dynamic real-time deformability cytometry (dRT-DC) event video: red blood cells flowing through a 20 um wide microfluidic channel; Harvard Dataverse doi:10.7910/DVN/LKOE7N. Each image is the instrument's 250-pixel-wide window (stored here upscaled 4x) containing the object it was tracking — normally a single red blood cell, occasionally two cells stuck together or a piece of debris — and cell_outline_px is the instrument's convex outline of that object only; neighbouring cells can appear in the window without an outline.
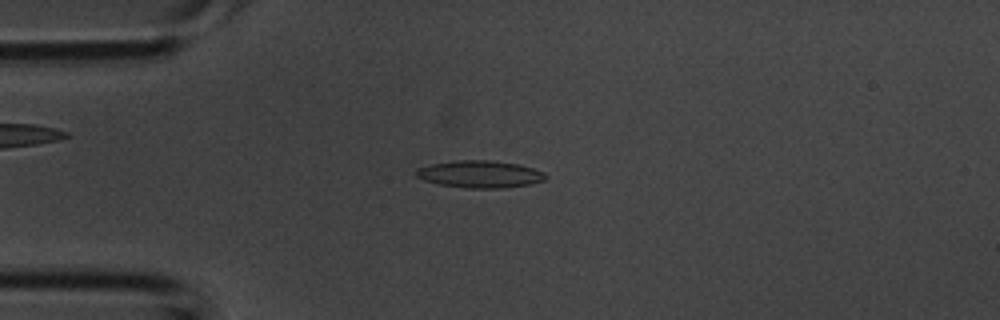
{"species": "common noctule bat (a hibernating species)", "species_latin": "Nyctalus noctula", "temperature_condition": "room temperature", "stored_images_in_passage": 3, "camera_frame_rate_fps": 3000, "um_per_image_px": 0.085, "animal": {"sex": "male", "body_mass_g": 20.1, "forearm_length_mm": 53.5}, "frame": {"image": 1, "passage_image": 3, "time_ms": 0.667, "image_size_px": [1000, 320], "cell_outline_px": [[548, 176], [544, 180], [532, 184], [504, 188], [468, 188], [440, 184], [424, 180], [416, 176], [416, 168], [432, 164], [456, 160], [492, 160], [520, 164], [544, 172]], "centroid_in_image_um": [40.83, 14.8], "position_along_channel_um": 44.2, "area_um2": 20.58}}